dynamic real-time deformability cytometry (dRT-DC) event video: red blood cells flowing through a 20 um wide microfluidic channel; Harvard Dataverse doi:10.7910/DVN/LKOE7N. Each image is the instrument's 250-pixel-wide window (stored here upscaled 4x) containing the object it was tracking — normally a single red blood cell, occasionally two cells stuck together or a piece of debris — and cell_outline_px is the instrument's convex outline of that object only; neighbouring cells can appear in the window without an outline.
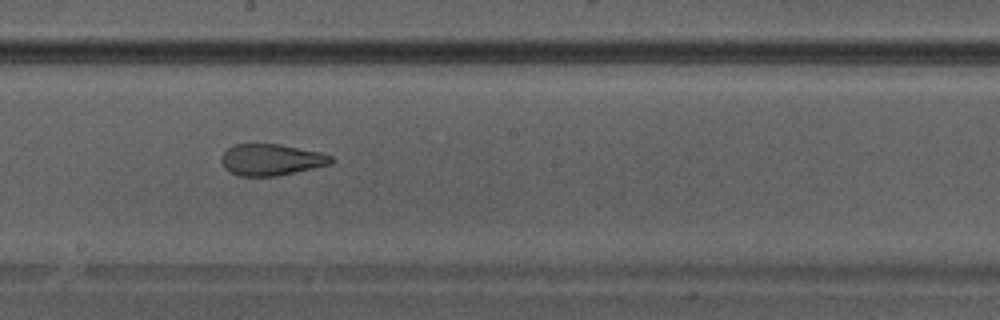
{"species": "Egyptian fruit bat (a non-hibernating species)", "species_latin": "Rousettus aegyptiacus", "temperature_condition": "warm", "stored_images_in_passage": 40, "camera_frame_rate_fps": 3000, "um_per_image_px": 0.085, "animal": {"sex": "male"}, "frame": {"image": 1, "passage_image": 23, "time_ms": 7.333, "image_size_px": [1000, 320], "cell_outline_px": [[336, 160], [332, 164], [276, 176], [240, 176], [224, 168], [220, 160], [220, 156], [228, 148], [236, 144], [276, 144], [320, 152], [332, 156]], "centroid_in_image_um": [23.06, 13.58], "position_along_channel_um": 225.1, "area_um2": 20.06}}